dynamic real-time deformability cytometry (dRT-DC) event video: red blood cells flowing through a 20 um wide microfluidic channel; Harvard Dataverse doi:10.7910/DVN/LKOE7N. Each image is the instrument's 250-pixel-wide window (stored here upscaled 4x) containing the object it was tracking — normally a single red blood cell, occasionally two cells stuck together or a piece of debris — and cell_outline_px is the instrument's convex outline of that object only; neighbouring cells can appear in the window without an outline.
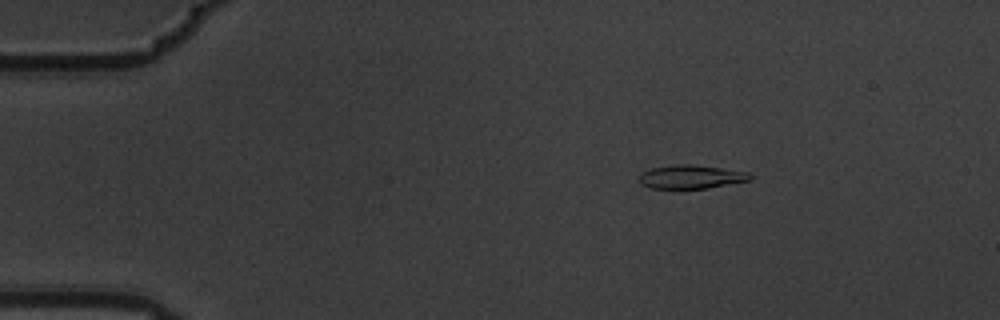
{"species": "common noctule bat (a hibernating species)", "species_latin": "Nyctalus noctula", "temperature_condition": "warm", "stored_images_in_passage": 9, "camera_frame_rate_fps": 3000, "um_per_image_px": 0.085, "animal": {"sex": "male", "body_mass_g": 19.5, "forearm_length_mm": 54.6}, "frame": {"image": 1, "passage_image": 2, "time_ms": 0.333, "image_size_px": [1000, 320], "cell_outline_px": [[752, 180], [708, 188], [648, 188], [640, 184], [640, 172], [652, 168], [676, 164], [692, 164], [748, 172], [752, 176]], "centroid_in_image_um": [58.73, 15.03], "position_along_channel_um": 26.3, "area_um2": 15.26}}
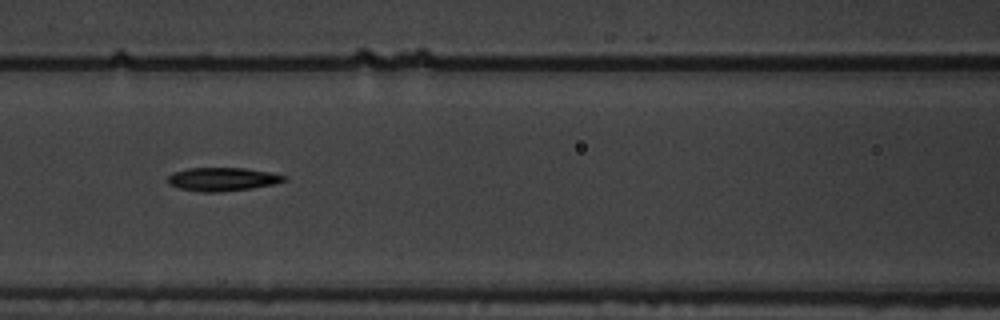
{"frame": {"image": 2, "passage_image": 6, "time_ms": 1.667, "image_size_px": [1000, 320], "cell_outline_px": [[288, 180], [272, 184], [252, 188], [216, 192], [200, 192], [180, 188], [168, 184], [168, 176], [172, 172], [188, 168], [244, 168], [268, 172], [288, 176]], "centroid_in_image_um": [18.89, 15.23], "position_along_channel_um": 147.7, "area_um2": 15.84}}
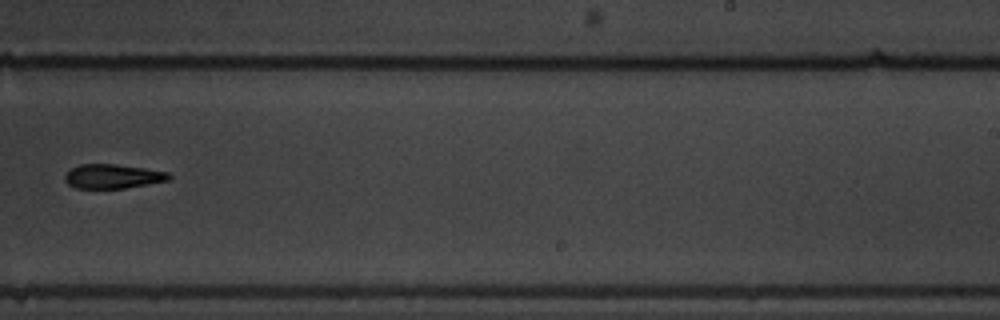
{"frame": {"image": 3, "passage_image": 9, "time_ms": 2.667, "image_size_px": [1000, 320], "cell_outline_px": [[172, 176], [168, 180], [148, 184], [124, 188], [76, 188], [68, 184], [64, 180], [64, 176], [72, 168], [80, 164], [116, 164], [144, 168], [168, 172]], "centroid_in_image_um": [9.58, 14.98], "position_along_channel_um": 279.4, "area_um2": 14.62}}